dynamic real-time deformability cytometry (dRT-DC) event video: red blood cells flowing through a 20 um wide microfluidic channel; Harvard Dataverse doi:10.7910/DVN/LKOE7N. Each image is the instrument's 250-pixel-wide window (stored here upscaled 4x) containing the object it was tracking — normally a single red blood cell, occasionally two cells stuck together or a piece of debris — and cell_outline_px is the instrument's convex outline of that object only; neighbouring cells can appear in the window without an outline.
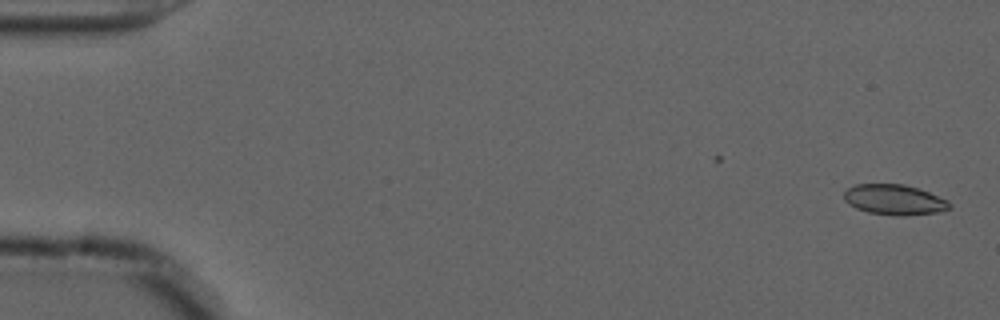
{"species": "common noctule bat (a hibernating species)", "species_latin": "Nyctalus noctula", "temperature_condition": "cold", "stored_images_in_passage": 21, "camera_frame_rate_fps": 3000, "um_per_image_px": 0.085, "animal": {"sex": "male", "forearm_length_mm": 52.5}, "frame": {"image": 1, "passage_image": 1, "time_ms": 0.0, "image_size_px": [1000, 320], "cell_outline_px": [[952, 208], [936, 212], [904, 216], [900, 216], [868, 212], [856, 208], [848, 204], [844, 200], [844, 192], [848, 188], [856, 184], [904, 184], [928, 192], [948, 200], [952, 204]], "centroid_in_image_um": [76.02, 16.98], "position_along_channel_um": 9.0, "area_um2": 18.61}}
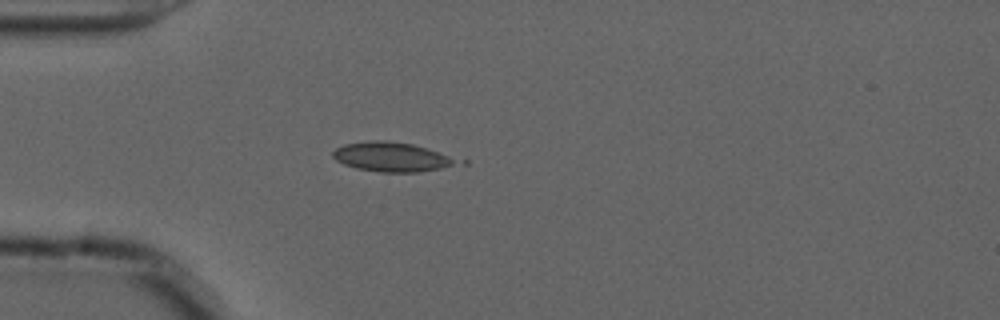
{"frame": {"image": 2, "passage_image": 15, "time_ms": 4.667, "image_size_px": [1000, 320], "cell_outline_px": [[456, 160], [452, 164], [440, 168], [420, 172], [380, 172], [356, 168], [344, 164], [336, 160], [332, 156], [332, 152], [336, 148], [344, 144], [372, 140], [388, 140], [412, 144], [448, 156]], "centroid_in_image_um": [33.16, 13.33], "position_along_channel_um": 51.8, "area_um2": 20.69}}
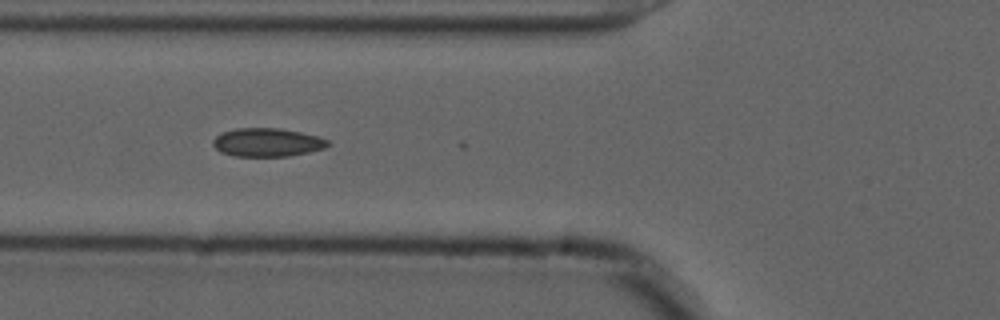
{"frame": {"image": 3, "passage_image": 20, "time_ms": 6.333, "image_size_px": [1000, 320], "cell_outline_px": [[328, 144], [324, 148], [308, 152], [288, 156], [232, 156], [220, 152], [212, 144], [212, 140], [216, 136], [224, 132], [236, 128], [280, 128], [300, 132], [316, 136], [328, 140]], "centroid_in_image_um": [22.67, 12.1], "position_along_channel_um": 103.1, "area_um2": 18.9}}